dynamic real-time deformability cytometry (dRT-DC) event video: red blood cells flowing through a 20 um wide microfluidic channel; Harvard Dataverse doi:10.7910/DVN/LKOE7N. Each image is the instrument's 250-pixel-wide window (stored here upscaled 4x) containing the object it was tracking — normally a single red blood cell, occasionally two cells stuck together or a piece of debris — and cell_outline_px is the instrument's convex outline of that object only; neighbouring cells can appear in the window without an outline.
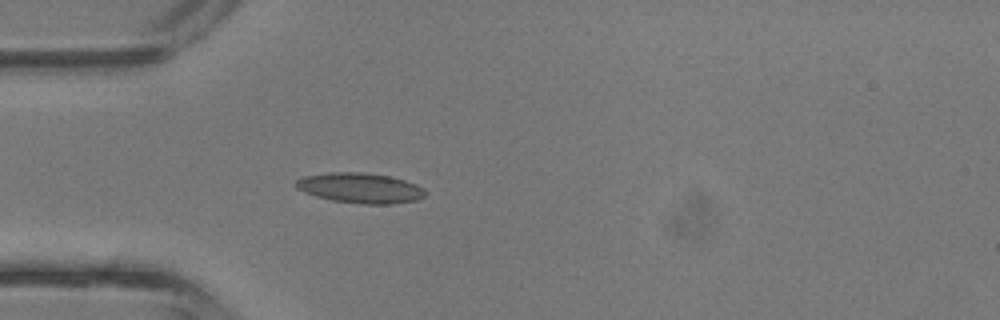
{"species": "common noctule bat (a hibernating species)", "species_latin": "Nyctalus noctula", "temperature_condition": "room temperature", "stored_images_in_passage": 4, "camera_frame_rate_fps": 3000, "um_per_image_px": 0.085, "animal": {"sex": "male", "body_mass_g": 13.3}, "frame": {"image": 1, "passage_image": 4, "time_ms": 1.0, "image_size_px": [1000, 320], "cell_outline_px": [[424, 196], [416, 200], [392, 204], [364, 204], [332, 200], [316, 196], [304, 192], [296, 188], [292, 184], [296, 180], [304, 176], [328, 172], [364, 172], [388, 176], [404, 180], [416, 184], [424, 188]], "centroid_in_image_um": [30.58, 15.97], "position_along_channel_um": 54.4, "area_um2": 22.77}}